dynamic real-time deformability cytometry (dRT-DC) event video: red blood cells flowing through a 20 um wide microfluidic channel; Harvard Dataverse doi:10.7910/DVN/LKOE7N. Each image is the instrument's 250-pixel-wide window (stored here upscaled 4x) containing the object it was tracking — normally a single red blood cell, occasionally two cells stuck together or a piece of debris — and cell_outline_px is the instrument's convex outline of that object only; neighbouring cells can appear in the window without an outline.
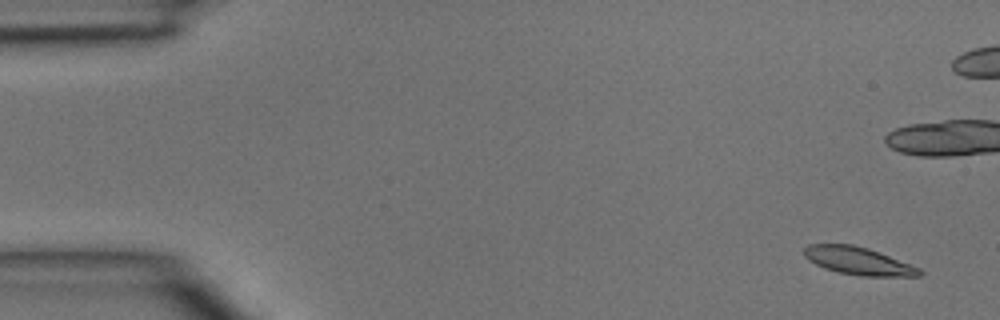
{"species": "common noctule bat (a hibernating species)", "species_latin": "Nyctalus noctula", "temperature_condition": "room temperature", "stored_images_in_passage": 6, "camera_frame_rate_fps": 3000, "um_per_image_px": 0.085, "animal": {"sex": "male", "body_mass_g": 15.6}, "frame": {"image": 1, "passage_image": 1, "time_ms": 0.0, "image_size_px": [1000, 320], "cell_outline_px": [[924, 272], [920, 276], [860, 276], [836, 272], [824, 268], [808, 260], [804, 256], [804, 248], [808, 244], [852, 244], [868, 248], [880, 252], [920, 268]], "centroid_in_image_um": [72.95, 22.18], "position_along_channel_um": 12.0, "area_um2": 18.73}}